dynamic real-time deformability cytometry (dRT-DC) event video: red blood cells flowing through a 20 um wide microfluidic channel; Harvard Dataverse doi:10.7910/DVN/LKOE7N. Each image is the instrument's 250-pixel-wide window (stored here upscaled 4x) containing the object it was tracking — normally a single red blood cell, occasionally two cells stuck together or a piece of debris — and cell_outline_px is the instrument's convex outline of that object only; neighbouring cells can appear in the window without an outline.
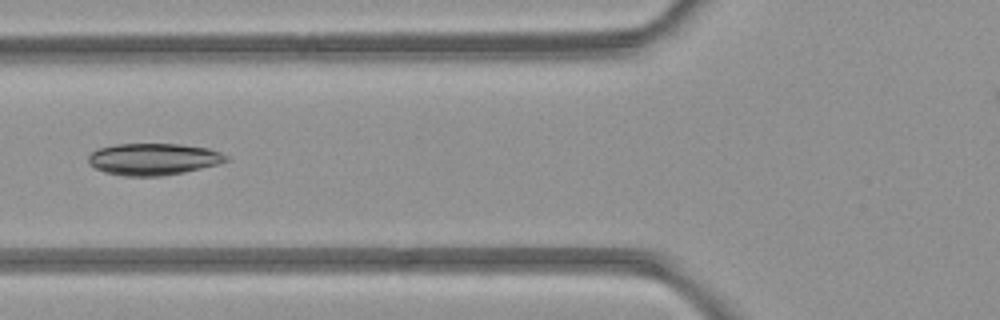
{"species": "common noctule bat (a hibernating species)", "species_latin": "Nyctalus noctula", "temperature_condition": "room temperature", "stored_images_in_passage": 7, "camera_frame_rate_fps": 3000, "um_per_image_px": 0.085, "animal": {"sex": "female", "body_mass_g": 21.9}, "frame": {"image": 1, "passage_image": 6, "time_ms": 6.667, "image_size_px": [1000, 320], "cell_outline_px": [[228, 160], [216, 164], [184, 172], [160, 176], [124, 176], [104, 172], [88, 164], [88, 156], [96, 148], [116, 144], [180, 144], [208, 148], [220, 152], [228, 156]], "centroid_in_image_um": [12.99, 13.52], "position_along_channel_um": 112.8, "area_um2": 25.49}}
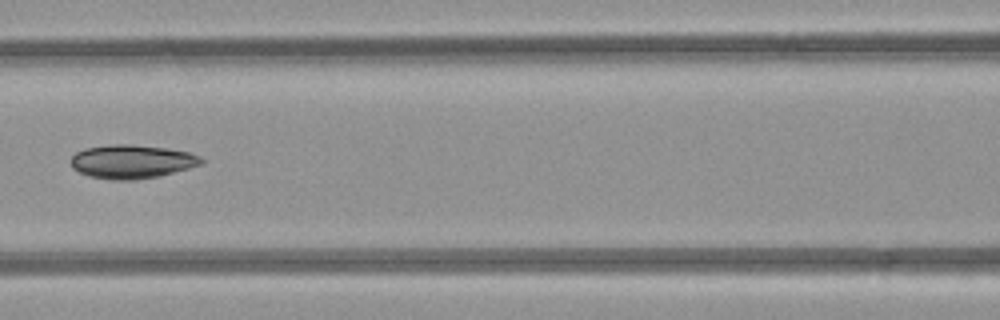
{"frame": {"image": 2, "passage_image": 7, "time_ms": 7.667, "image_size_px": [1000, 320], "cell_outline_px": [[204, 164], [160, 176], [136, 180], [108, 180], [88, 176], [72, 168], [72, 156], [76, 152], [84, 148], [112, 144], [132, 144], [168, 148], [188, 152], [200, 156], [204, 160]], "centroid_in_image_um": [11.22, 13.74], "position_along_channel_um": 155.4, "area_um2": 25.89}}